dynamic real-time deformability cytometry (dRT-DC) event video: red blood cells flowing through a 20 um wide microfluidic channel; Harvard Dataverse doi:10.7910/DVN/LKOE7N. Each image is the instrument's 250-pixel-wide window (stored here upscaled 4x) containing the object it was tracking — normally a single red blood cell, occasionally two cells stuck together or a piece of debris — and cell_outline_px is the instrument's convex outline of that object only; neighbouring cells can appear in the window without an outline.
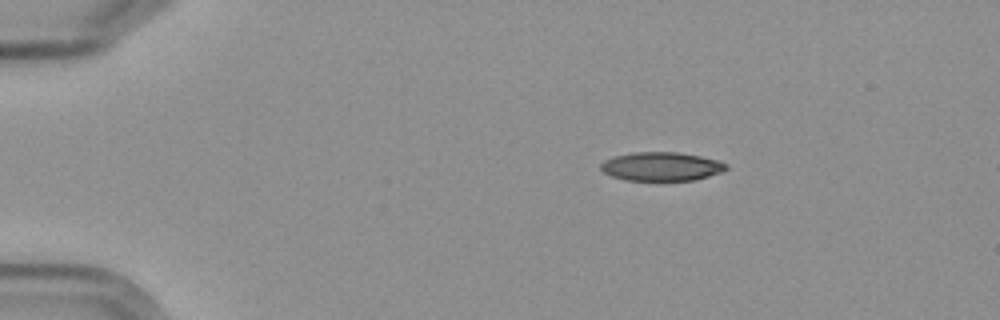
{"species": "Egyptian fruit bat (a non-hibernating species)", "species_latin": "Rousettus aegyptiacus", "temperature_condition": "cold", "stored_images_in_passage": 4, "camera_frame_rate_fps": 3000, "um_per_image_px": 0.085, "frame": {"image": 1, "passage_image": 1, "time_ms": 0.0, "image_size_px": [1000, 320], "cell_outline_px": [[728, 168], [720, 172], [708, 176], [692, 180], [624, 180], [612, 176], [604, 172], [600, 168], [600, 164], [604, 160], [612, 156], [632, 152], [676, 152], [700, 156], [716, 160], [728, 164]], "centroid_in_image_um": [56.18, 14.14], "position_along_channel_um": 28.8, "area_um2": 20.92}}